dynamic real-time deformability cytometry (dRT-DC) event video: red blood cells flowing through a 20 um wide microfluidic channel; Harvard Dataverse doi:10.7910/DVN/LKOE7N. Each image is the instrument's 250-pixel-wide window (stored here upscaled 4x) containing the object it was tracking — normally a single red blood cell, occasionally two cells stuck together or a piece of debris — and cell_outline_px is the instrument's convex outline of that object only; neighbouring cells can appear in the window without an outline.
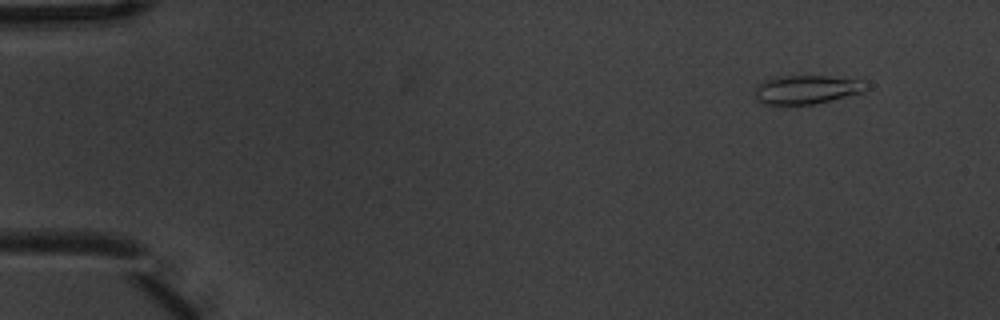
{"species": "common noctule bat (a hibernating species)", "species_latin": "Nyctalus noctula", "temperature_condition": "warm", "stored_images_in_passage": 5, "camera_frame_rate_fps": 3000, "um_per_image_px": 0.085, "animal": {"sex": "male", "body_mass_g": 20.1, "forearm_length_mm": 53.5}, "frame": {"image": 1, "passage_image": 1, "time_ms": 0.0, "image_size_px": [1000, 320], "cell_outline_px": [[864, 88], [860, 92], [812, 104], [764, 104], [756, 100], [756, 84], [764, 80], [776, 76], [828, 76], [864, 80]], "centroid_in_image_um": [68.46, 7.59], "position_along_channel_um": 16.5, "area_um2": 18.21}}
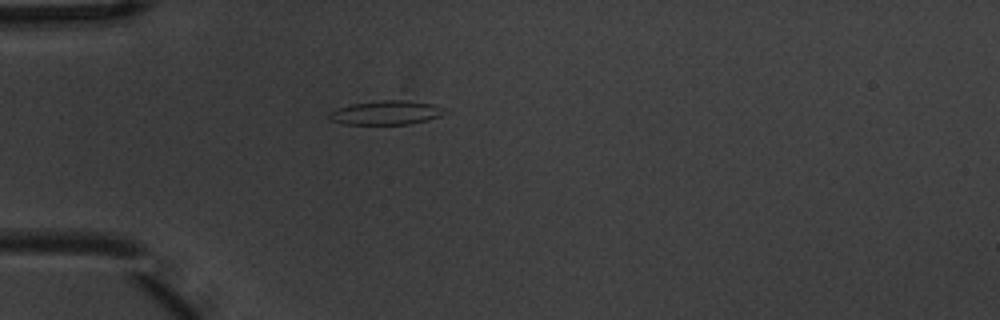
{"frame": {"image": 2, "passage_image": 4, "time_ms": 1.0, "image_size_px": [1000, 320], "cell_outline_px": [[448, 112], [440, 116], [428, 120], [408, 124], [344, 124], [328, 120], [328, 116], [336, 108], [352, 104], [380, 100], [408, 100], [432, 104], [444, 108]], "centroid_in_image_um": [32.83, 9.58], "position_along_channel_um": 52.2, "area_um2": 16.24}}